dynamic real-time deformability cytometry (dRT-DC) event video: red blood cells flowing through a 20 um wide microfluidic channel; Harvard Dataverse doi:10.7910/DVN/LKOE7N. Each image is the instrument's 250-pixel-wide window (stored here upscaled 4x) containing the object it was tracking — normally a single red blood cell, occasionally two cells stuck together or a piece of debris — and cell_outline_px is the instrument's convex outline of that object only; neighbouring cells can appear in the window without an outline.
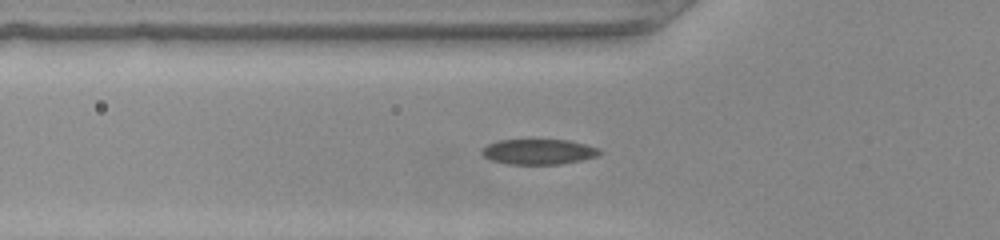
{"species": "common noctule bat (a hibernating species)", "species_latin": "Nyctalus noctula", "temperature_condition": "warm", "stored_images_in_passage": 44, "camera_frame_rate_fps": 3000, "um_per_image_px": 0.085, "animal": {"sex": "female", "body_mass_g": 22.0, "forearm_length_mm": 56.7}, "frame": {"image": 1, "passage_image": 16, "time_ms": 5.0, "image_size_px": [1000, 240], "cell_outline_px": [[604, 152], [596, 156], [580, 160], [560, 164], [508, 164], [492, 160], [484, 156], [480, 152], [488, 144], [500, 140], [568, 140], [600, 148]], "centroid_in_image_um": [45.8, 12.9], "position_along_channel_um": 80.0, "area_um2": 17.22}}
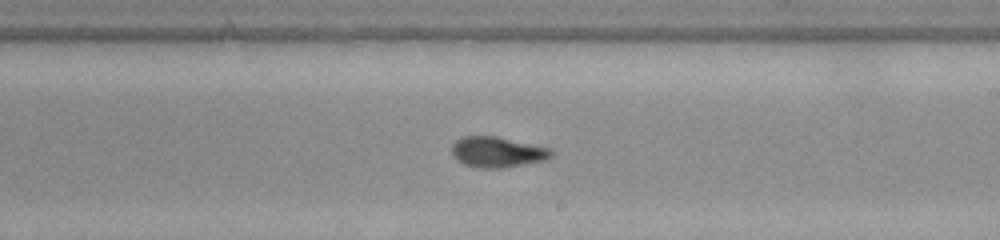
{"frame": {"image": 2, "passage_image": 28, "time_ms": 9.0, "image_size_px": [1000, 240], "cell_outline_px": [[552, 156], [548, 160], [504, 168], [476, 168], [464, 164], [456, 160], [452, 156], [452, 144], [456, 140], [464, 136], [496, 136], [552, 148]], "centroid_in_image_um": [42.28, 12.93], "position_along_channel_um": 246.7, "area_um2": 18.03}}
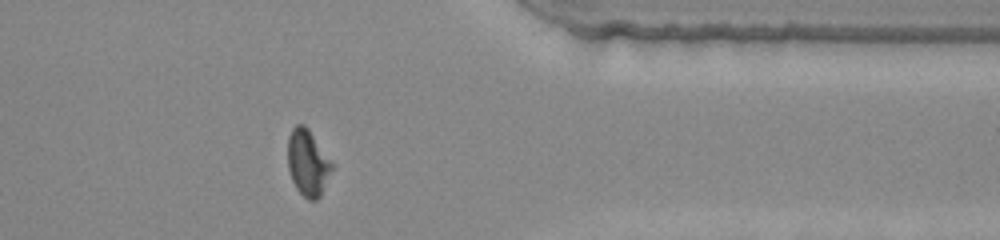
{"frame": {"image": 3, "passage_image": 39, "time_ms": 12.667, "image_size_px": [1000, 240], "cell_outline_px": [[332, 168], [320, 196], [316, 200], [308, 200], [296, 188], [292, 180], [288, 168], [288, 136], [292, 128], [296, 124], [304, 124], [308, 128], [332, 164]], "centroid_in_image_um": [26.12, 13.83], "position_along_channel_um": 385.3, "area_um2": 16.65}}